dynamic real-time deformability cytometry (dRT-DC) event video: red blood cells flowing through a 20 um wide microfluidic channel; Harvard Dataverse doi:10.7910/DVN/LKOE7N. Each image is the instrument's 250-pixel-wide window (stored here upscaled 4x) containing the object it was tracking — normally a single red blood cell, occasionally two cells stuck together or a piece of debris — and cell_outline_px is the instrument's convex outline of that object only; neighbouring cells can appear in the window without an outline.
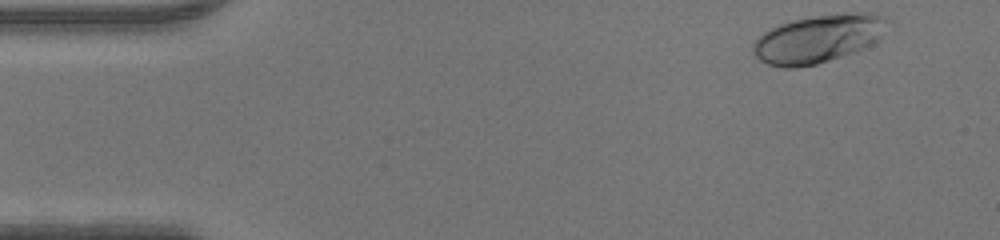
{"species": "human", "species_latin": "Homo sapiens", "temperature_condition": "warm", "stored_images_in_passage": 45, "camera_frame_rate_fps": 3000, "um_per_image_px": 0.085, "donor": {"sex": "male"}, "frame": {"image": 1, "passage_image": 1, "time_ms": 0.0, "image_size_px": [1000, 240], "cell_outline_px": [[888, 20], [880, 36], [872, 44], [856, 52], [816, 64], [796, 68], [784, 68], [768, 64], [760, 60], [756, 56], [752, 48], [752, 44], [764, 32], [780, 24], [792, 20], [812, 16], [844, 12], [872, 12], [884, 16]], "centroid_in_image_um": [69.55, 3.28], "position_along_channel_um": 15.4, "area_um2": 37.63}}
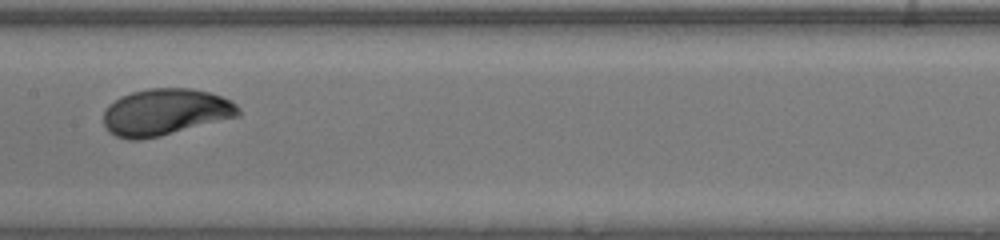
{"frame": {"image": 2, "passage_image": 21, "time_ms": 6.667, "image_size_px": [1000, 240], "cell_outline_px": [[240, 116], [160, 136], [140, 140], [128, 140], [116, 136], [104, 124], [104, 112], [108, 104], [120, 96], [132, 92], [152, 88], [192, 88], [208, 92], [232, 100], [240, 108]], "centroid_in_image_um": [14.07, 9.52], "position_along_channel_um": 193.3, "area_um2": 36.7}}
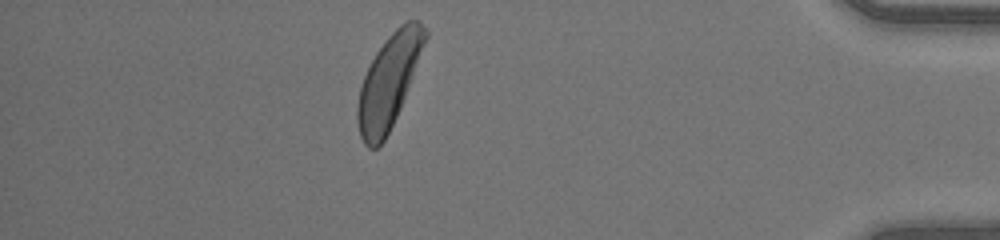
{"frame": {"image": 3, "passage_image": 39, "time_ms": 12.667, "image_size_px": [1000, 240], "cell_outline_px": [[428, 36], [400, 108], [384, 140], [376, 148], [368, 148], [364, 144], [360, 136], [356, 120], [356, 108], [360, 88], [364, 76], [376, 52], [388, 36], [400, 24], [408, 20], [420, 20], [428, 32]], "centroid_in_image_um": [33.04, 6.91], "position_along_channel_um": 402.2, "area_um2": 36.07}}